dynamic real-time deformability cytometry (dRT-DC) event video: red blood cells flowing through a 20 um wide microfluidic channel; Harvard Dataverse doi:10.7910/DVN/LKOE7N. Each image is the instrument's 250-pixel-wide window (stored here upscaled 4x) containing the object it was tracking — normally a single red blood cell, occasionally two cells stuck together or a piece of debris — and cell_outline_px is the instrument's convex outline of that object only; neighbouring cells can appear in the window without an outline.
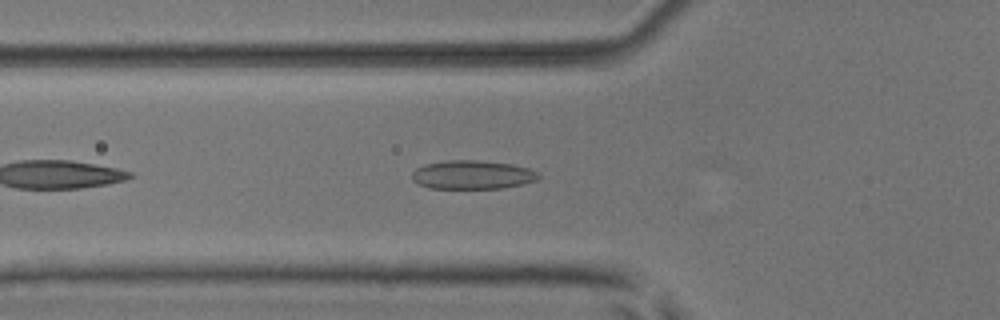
{"species": "common noctule bat (a hibernating species)", "species_latin": "Nyctalus noctula", "temperature_condition": "room temperature", "stored_images_in_passage": 39, "camera_frame_rate_fps": 3000, "um_per_image_px": 0.085, "animal": {"sex": "male", "body_mass_g": 17.9, "forearm_length_mm": 54.2}, "frame": {"image": 1, "passage_image": 6, "time_ms": 1.667, "image_size_px": [1000, 320], "cell_outline_px": [[540, 176], [536, 180], [524, 184], [504, 188], [428, 188], [412, 180], [412, 172], [416, 168], [424, 164], [448, 160], [476, 160], [512, 164], [528, 168], [540, 172]], "centroid_in_image_um": [40.17, 14.85], "position_along_channel_um": 85.6, "area_um2": 21.27}}
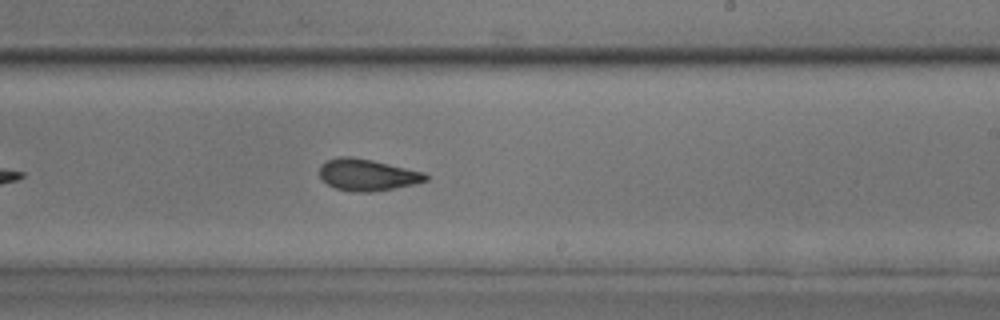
{"frame": {"image": 2, "passage_image": 19, "time_ms": 6.0, "image_size_px": [1000, 320], "cell_outline_px": [[428, 180], [412, 184], [372, 192], [352, 192], [336, 188], [328, 184], [320, 176], [320, 164], [328, 160], [340, 156], [352, 156], [372, 160], [424, 172], [428, 176]], "centroid_in_image_um": [31.2, 14.85], "position_along_channel_um": 257.8, "area_um2": 19.42}}
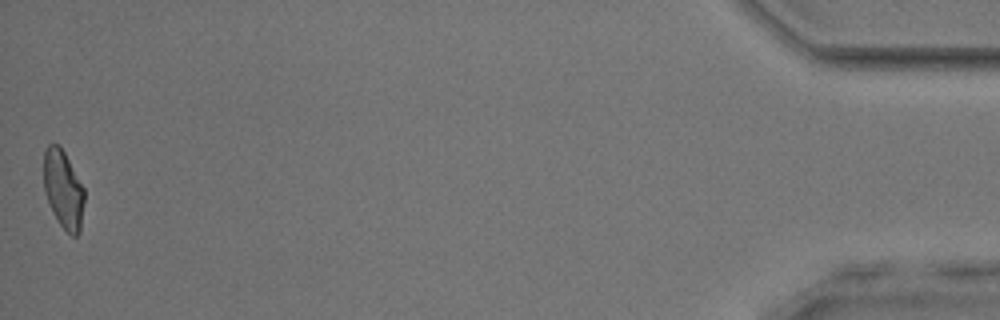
{"frame": {"image": 3, "passage_image": 39, "time_ms": 12.667, "image_size_px": [1000, 320], "cell_outline_px": [[84, 200], [80, 232], [76, 236], [72, 236], [60, 224], [52, 212], [44, 192], [44, 152], [48, 144], [60, 144], [84, 188]], "centroid_in_image_um": [5.37, 16.09], "position_along_channel_um": 429.8, "area_um2": 18.5}, "authors_computed_cell_mechanics": {"area_um2": 19.652, "velocity_mm_per_s": 3.9775, "shape_relaxation_time_tau1_ms": 9.7347, "shape_relaxation_time_tau2_ms": 2.2029, "deformation_change_tau1": 0.2151, "deformation_change_tau2": 0.0779}}